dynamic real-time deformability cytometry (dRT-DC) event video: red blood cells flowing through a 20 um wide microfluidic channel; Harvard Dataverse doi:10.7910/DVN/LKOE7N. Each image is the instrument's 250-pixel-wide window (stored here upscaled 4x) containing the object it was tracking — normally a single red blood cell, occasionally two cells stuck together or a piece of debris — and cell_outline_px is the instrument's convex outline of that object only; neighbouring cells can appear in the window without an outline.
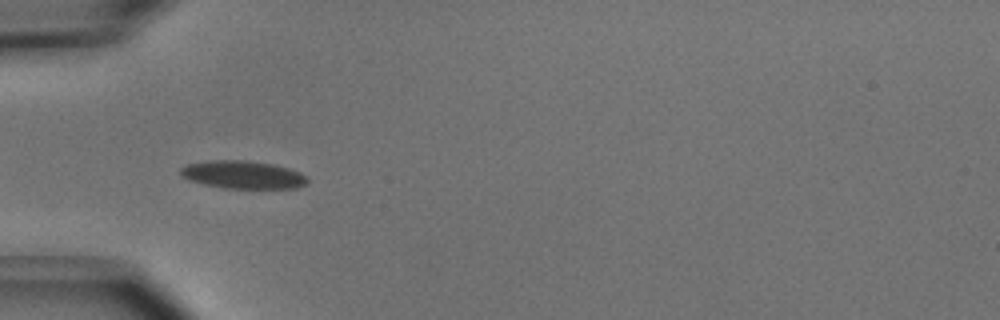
{"species": "common noctule bat (a hibernating species)", "species_latin": "Nyctalus noctula", "temperature_condition": "cold", "stored_images_in_passage": 6, "camera_frame_rate_fps": 3000, "um_per_image_px": 0.085, "animal": {"sex": "male", "body_mass_g": 15.6}, "frame": {"image": 1, "passage_image": 3, "time_ms": 0.667, "image_size_px": [1000, 320], "cell_outline_px": [[308, 184], [296, 188], [224, 188], [204, 184], [188, 180], [180, 172], [180, 168], [184, 164], [208, 160], [248, 160], [276, 164], [300, 172], [308, 176]], "centroid_in_image_um": [20.67, 14.84], "position_along_channel_um": 64.3, "area_um2": 20.92}}